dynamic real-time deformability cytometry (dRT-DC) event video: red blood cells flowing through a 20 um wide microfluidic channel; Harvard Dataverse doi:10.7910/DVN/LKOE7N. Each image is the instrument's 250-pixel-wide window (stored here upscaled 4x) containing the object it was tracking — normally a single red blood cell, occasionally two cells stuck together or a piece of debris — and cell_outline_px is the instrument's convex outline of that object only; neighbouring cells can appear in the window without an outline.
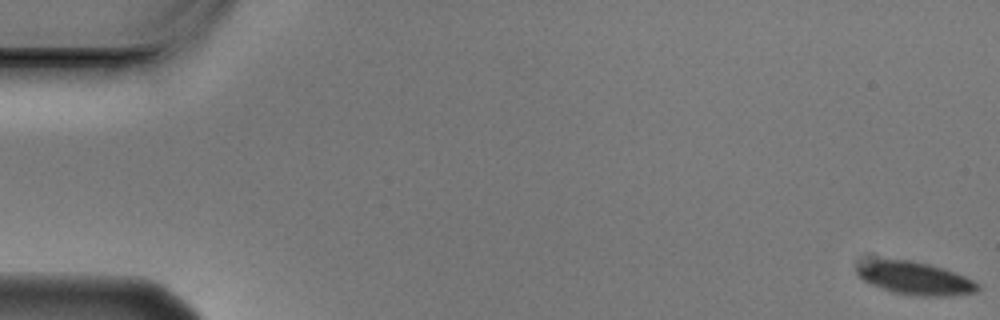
{"species": "Egyptian fruit bat (a non-hibernating species)", "species_latin": "Rousettus aegyptiacus", "temperature_condition": "cold", "stored_images_in_passage": 10, "camera_frame_rate_fps": 3000, "um_per_image_px": 0.085, "animal": {"sex": "male"}, "frame": {"image": 1, "passage_image": 1, "time_ms": 0.0, "image_size_px": [1000, 320], "cell_outline_px": [[980, 288], [976, 292], [944, 296], [920, 296], [892, 292], [868, 284], [856, 272], [856, 268], [860, 264], [872, 260], [912, 260], [944, 268], [964, 276], [980, 284]], "centroid_in_image_um": [77.78, 23.66], "position_along_channel_um": 7.2, "area_um2": 22.95}}
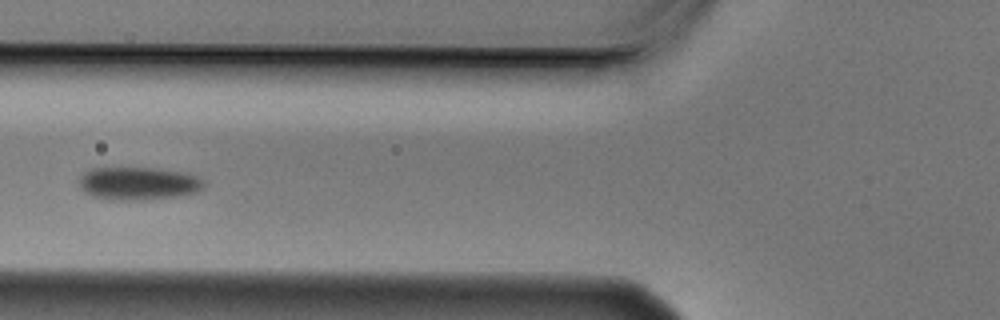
{"frame": {"image": 2, "passage_image": 6, "time_ms": 1.667, "image_size_px": [1000, 320], "cell_outline_px": [[204, 188], [196, 192], [176, 196], [144, 200], [112, 200], [92, 196], [84, 192], [76, 184], [76, 180], [80, 172], [92, 168], [152, 168], [180, 172], [196, 176], [204, 180]], "centroid_in_image_um": [11.65, 15.59], "position_along_channel_um": 114.2, "area_um2": 24.28}}
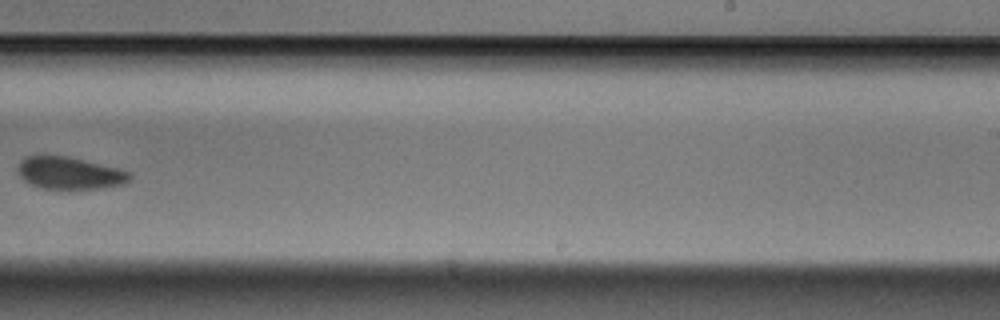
{"frame": {"image": 3, "passage_image": 10, "time_ms": 3.0, "image_size_px": [1000, 320], "cell_outline_px": [[132, 176], [124, 184], [96, 188], [44, 188], [32, 184], [24, 180], [20, 176], [16, 168], [20, 160], [28, 156], [64, 156], [84, 160], [120, 168], [132, 172]], "centroid_in_image_um": [5.93, 14.7], "position_along_channel_um": 283.1, "area_um2": 20.75}}